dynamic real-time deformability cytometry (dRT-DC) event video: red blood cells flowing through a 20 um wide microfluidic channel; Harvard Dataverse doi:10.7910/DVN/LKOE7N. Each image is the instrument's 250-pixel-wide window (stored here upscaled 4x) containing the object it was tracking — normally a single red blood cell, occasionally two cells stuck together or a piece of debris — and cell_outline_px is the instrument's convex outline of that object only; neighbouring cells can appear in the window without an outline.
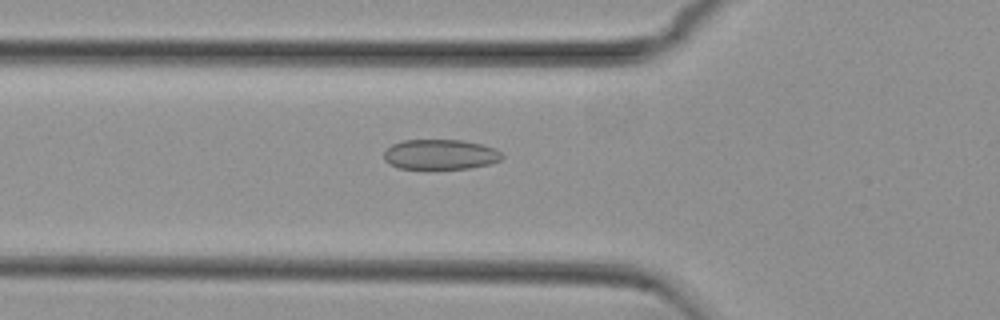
{"species": "common noctule bat (a hibernating species)", "species_latin": "Nyctalus noctula", "temperature_condition": "cold", "stored_images_in_passage": 54, "camera_frame_rate_fps": 3000, "um_per_image_px": 0.085, "animal": {"sex": "female", "body_mass_g": 29.2, "forearm_length_mm": 56.3}, "frame": {"image": 1, "passage_image": 19, "time_ms": 6.0, "image_size_px": [1000, 320], "cell_outline_px": [[504, 156], [500, 160], [488, 164], [468, 168], [400, 168], [388, 164], [384, 160], [384, 152], [392, 144], [404, 140], [460, 140], [480, 144], [496, 148]], "centroid_in_image_um": [37.41, 13.12], "position_along_channel_um": 88.4, "area_um2": 20.52}}
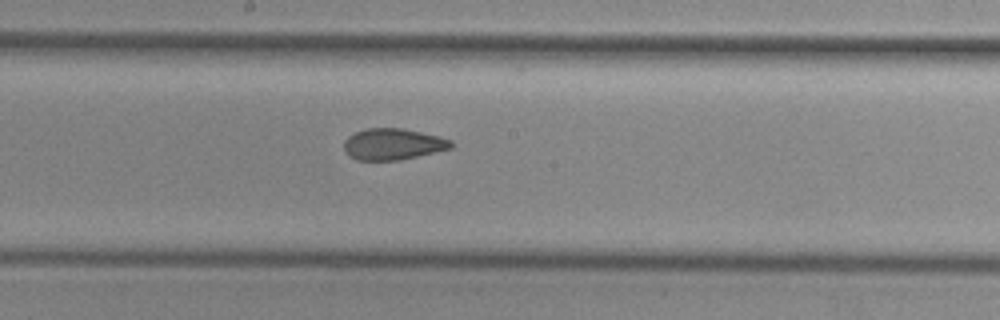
{"frame": {"image": 2, "passage_image": 29, "time_ms": 9.333, "image_size_px": [1000, 320], "cell_outline_px": [[452, 148], [400, 160], [356, 160], [348, 156], [344, 152], [344, 140], [348, 136], [356, 132], [368, 128], [404, 128], [440, 136], [452, 140]], "centroid_in_image_um": [33.38, 12.25], "position_along_channel_um": 214.8, "area_um2": 19.71}}
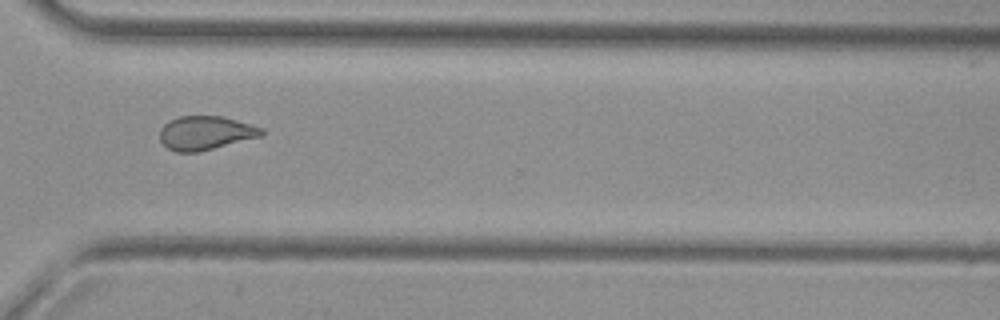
{"frame": {"image": 3, "passage_image": 40, "time_ms": 13.0, "image_size_px": [1000, 320], "cell_outline_px": [[264, 136], [200, 152], [176, 152], [168, 148], [160, 140], [160, 128], [168, 120], [180, 116], [220, 116], [264, 128]], "centroid_in_image_um": [17.48, 11.31], "position_along_channel_um": 353.1, "area_um2": 20.23}, "authors_computed_cell_mechanics": {"area_um2": 20.6635, "velocity_mm_per_s": 3.7726, "shape_relaxation_time_tau1_ms": null, "shape_relaxation_time_tau2_ms": 1.9279, "deformation_change_tau1": null, "deformation_change_tau2": 0.0663}}